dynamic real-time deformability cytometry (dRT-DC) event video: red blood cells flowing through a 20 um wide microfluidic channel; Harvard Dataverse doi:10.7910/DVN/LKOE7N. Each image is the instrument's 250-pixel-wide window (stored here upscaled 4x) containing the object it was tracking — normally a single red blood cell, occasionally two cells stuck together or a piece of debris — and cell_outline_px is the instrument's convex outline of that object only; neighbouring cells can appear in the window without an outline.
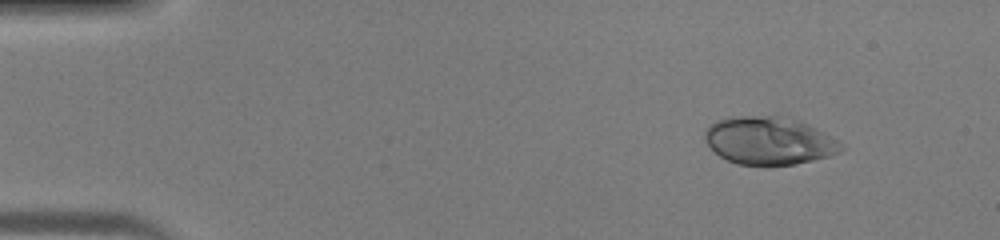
{"species": "human", "species_latin": "Homo sapiens", "temperature_condition": "warm", "stored_images_in_passage": 41, "camera_frame_rate_fps": 3000, "um_per_image_px": 0.085, "donor": {"sex": "male"}, "frame": {"image": 1, "passage_image": 1, "time_ms": 0.0, "image_size_px": [1000, 240], "cell_outline_px": [[848, 148], [840, 152], [828, 156], [796, 164], [736, 164], [720, 156], [708, 144], [704, 136], [704, 132], [708, 124], [716, 120], [732, 116], [792, 116], [840, 140]], "centroid_in_image_um": [65.41, 11.93], "position_along_channel_um": 19.6, "area_um2": 38.26}}
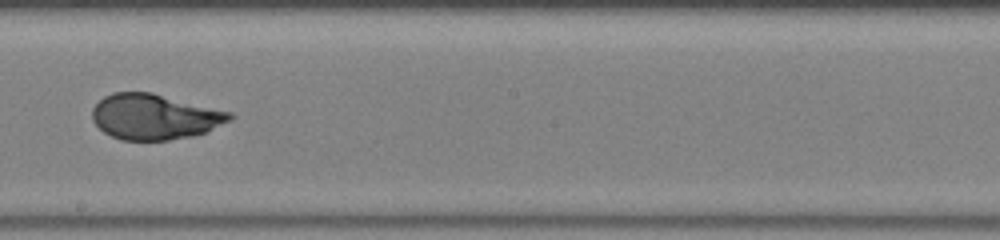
{"frame": {"image": 2, "passage_image": 22, "time_ms": 7.0, "image_size_px": [1000, 240], "cell_outline_px": [[236, 116], [232, 120], [208, 132], [192, 136], [168, 140], [120, 140], [104, 132], [92, 120], [92, 108], [104, 96], [112, 92], [152, 92], [232, 112]], "centroid_in_image_um": [13.18, 9.92], "position_along_channel_um": 235.0, "area_um2": 36.76}}
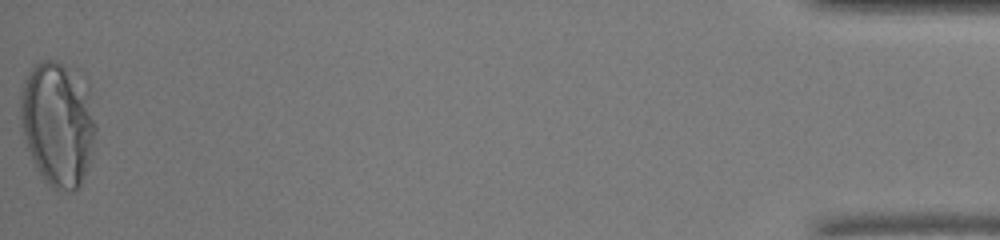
{"frame": {"image": 3, "passage_image": 41, "time_ms": 13.333, "image_size_px": [1000, 240], "cell_outline_px": [[96, 132], [92, 152], [88, 168], [76, 192], [56, 192], [48, 184], [32, 160], [20, 124], [20, 88], [32, 64], [44, 60], [56, 60], [76, 68], [84, 72], [88, 80], [96, 124]], "centroid_in_image_um": [4.95, 10.43], "position_along_channel_um": 430.2, "area_um2": 56.59}}